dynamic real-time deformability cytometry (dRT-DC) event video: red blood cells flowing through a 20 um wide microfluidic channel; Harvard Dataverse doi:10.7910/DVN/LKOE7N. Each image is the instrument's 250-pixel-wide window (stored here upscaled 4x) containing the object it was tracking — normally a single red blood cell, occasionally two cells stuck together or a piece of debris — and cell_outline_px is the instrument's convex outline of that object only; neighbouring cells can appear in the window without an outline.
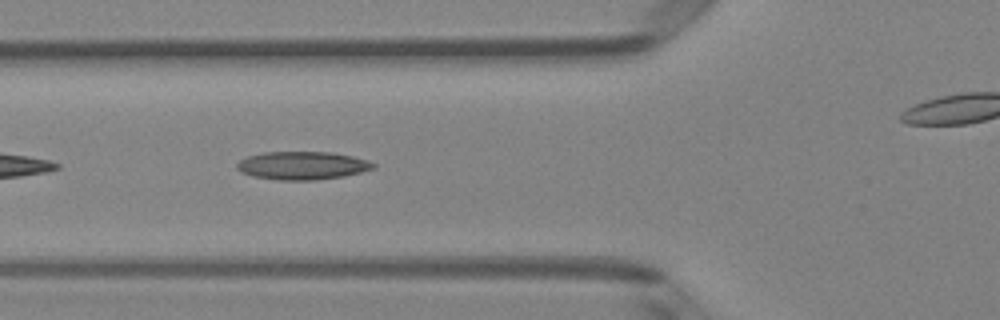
{"species": "Egyptian fruit bat (a non-hibernating species)", "species_latin": "Rousettus aegyptiacus", "temperature_condition": "room temperature", "stored_images_in_passage": 8, "segment_of_instrument_passage": [1, 2], "camera_frame_rate_fps": 3000, "um_per_image_px": 0.085, "animal": {"sex": "female"}, "frame": {"image": 1, "passage_image": 7, "time_ms": 2.0, "image_size_px": [1000, 320], "cell_outline_px": [[376, 168], [344, 176], [316, 180], [276, 180], [252, 176], [240, 172], [236, 168], [236, 164], [240, 160], [248, 156], [264, 152], [332, 152], [352, 156], [368, 160], [376, 164]], "centroid_in_image_um": [25.69, 14.07], "position_along_channel_um": 100.1, "area_um2": 22.48}}